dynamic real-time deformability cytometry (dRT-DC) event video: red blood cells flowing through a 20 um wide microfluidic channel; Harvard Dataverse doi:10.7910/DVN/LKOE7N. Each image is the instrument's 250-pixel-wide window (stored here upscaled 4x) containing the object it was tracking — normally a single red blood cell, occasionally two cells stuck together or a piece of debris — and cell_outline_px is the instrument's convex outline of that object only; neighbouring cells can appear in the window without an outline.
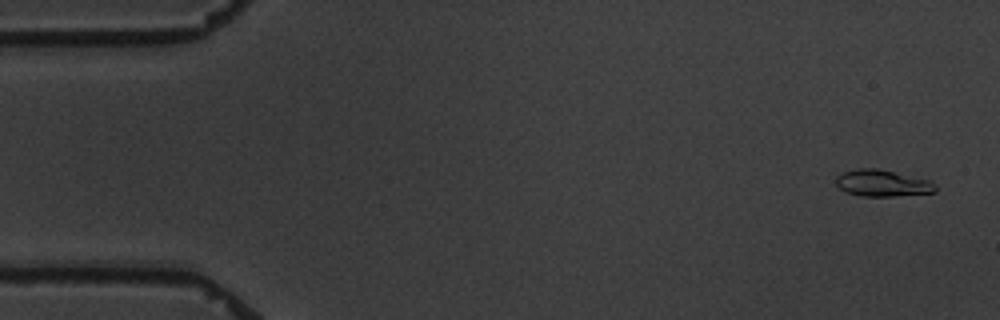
{"species": "common noctule bat (a hibernating species)", "species_latin": "Nyctalus noctula", "temperature_condition": "warm", "stored_images_in_passage": 5, "camera_frame_rate_fps": 3000, "um_per_image_px": 0.085, "animal": {"sex": "male", "body_mass_g": 19.5, "forearm_length_mm": 54.6}, "frame": {"image": 1, "passage_image": 1, "time_ms": 0.0, "image_size_px": [1000, 320], "cell_outline_px": [[936, 192], [892, 196], [860, 196], [848, 192], [840, 188], [836, 184], [836, 176], [840, 172], [856, 168], [880, 168], [932, 180], [936, 184]], "centroid_in_image_um": [75.02, 15.54], "position_along_channel_um": 10.0, "area_um2": 15.72}}
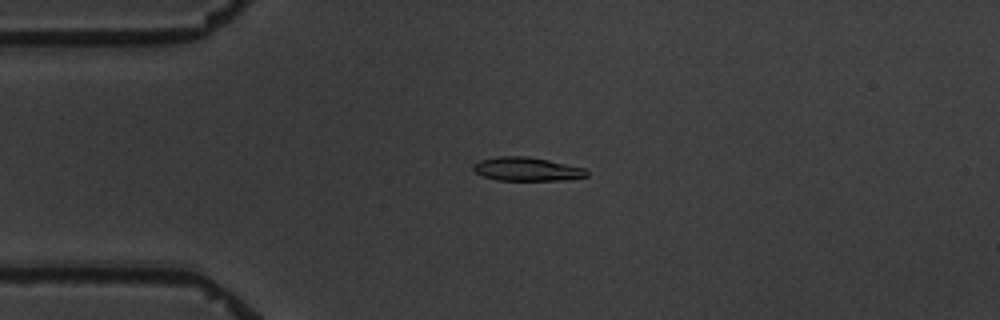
{"frame": {"image": 2, "passage_image": 4, "time_ms": 3.667, "image_size_px": [1000, 320], "cell_outline_px": [[588, 176], [568, 180], [496, 180], [484, 176], [476, 172], [472, 168], [472, 164], [480, 160], [496, 156], [528, 156], [548, 160], [584, 168], [588, 172]], "centroid_in_image_um": [44.77, 14.37], "position_along_channel_um": 40.2, "area_um2": 15.66}}